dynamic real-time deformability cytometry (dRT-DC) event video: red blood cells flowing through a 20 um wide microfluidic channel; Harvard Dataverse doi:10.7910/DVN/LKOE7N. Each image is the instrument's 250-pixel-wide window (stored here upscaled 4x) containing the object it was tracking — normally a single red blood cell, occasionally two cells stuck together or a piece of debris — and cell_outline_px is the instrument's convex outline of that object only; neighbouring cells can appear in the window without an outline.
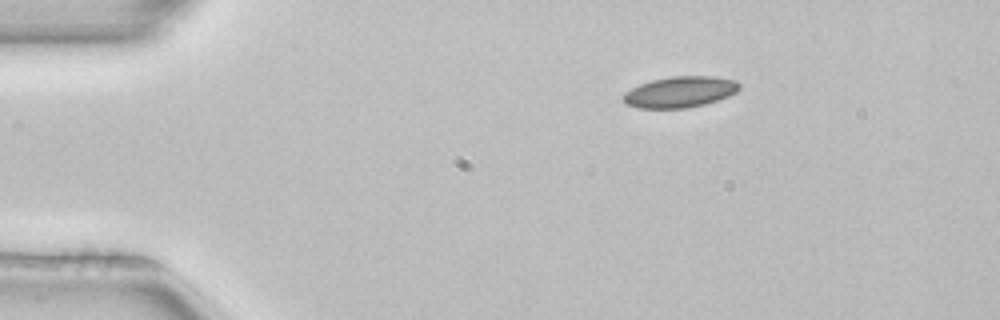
{"species": "common noctule bat (a hibernating species)", "species_latin": "Nyctalus noctula", "temperature_condition": "room temperature", "stored_images_in_passage": 2, "camera_frame_rate_fps": 3000, "um_per_image_px": 0.085, "animal": {"sex": "female", "body_mass_g": 22.7, "forearm_length_mm": 54.2}, "frame": {"image": 1, "passage_image": 1, "time_ms": 0.0, "image_size_px": [1000, 320], "cell_outline_px": [[740, 88], [736, 92], [728, 96], [704, 104], [688, 108], [636, 108], [628, 104], [624, 100], [624, 92], [640, 84], [652, 80], [672, 76], [712, 76], [736, 80], [740, 84]], "centroid_in_image_um": [57.82, 7.81], "position_along_channel_um": 27.2, "area_um2": 20.87}}